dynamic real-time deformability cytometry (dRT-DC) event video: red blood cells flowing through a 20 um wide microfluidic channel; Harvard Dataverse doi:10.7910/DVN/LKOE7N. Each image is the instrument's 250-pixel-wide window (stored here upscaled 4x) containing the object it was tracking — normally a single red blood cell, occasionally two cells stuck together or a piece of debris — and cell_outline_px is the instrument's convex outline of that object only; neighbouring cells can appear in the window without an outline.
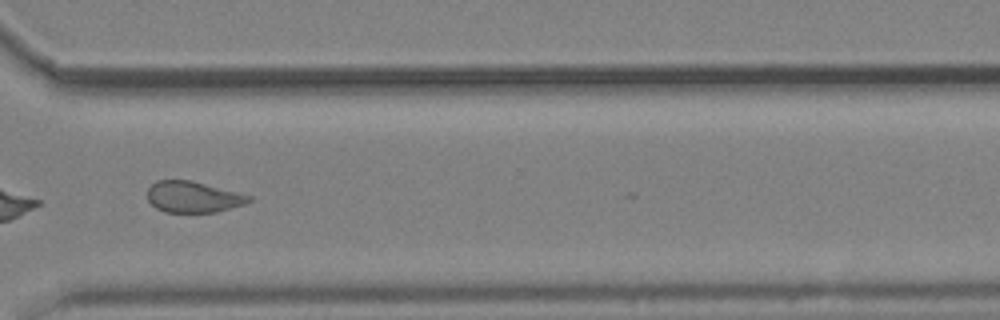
{"species": "common noctule bat (a hibernating species)", "species_latin": "Nyctalus noctula", "temperature_condition": "cold", "stored_images_in_passage": 41, "camera_frame_rate_fps": 3000, "um_per_image_px": 0.085, "animal": {"sex": "male", "body_mass_g": 19.2, "forearm_length_mm": 51.8}, "frame": {"image": 1, "passage_image": 30, "time_ms": 9.667, "image_size_px": [1000, 320], "cell_outline_px": [[252, 200], [244, 204], [216, 212], [164, 212], [156, 208], [148, 200], [148, 188], [156, 180], [188, 180], [252, 196]], "centroid_in_image_um": [16.39, 16.75], "position_along_channel_um": 354.2, "area_um2": 18.15}, "authors_computed_cell_mechanics": {"area_um2": 18.9006, "velocity_mm_per_s": 3.6851, "shape_relaxation_time_tau1_ms": null, "shape_relaxation_time_tau2_ms": 2.1701, "deformation_change_tau1": null, "deformation_change_tau2": 0.0719}}